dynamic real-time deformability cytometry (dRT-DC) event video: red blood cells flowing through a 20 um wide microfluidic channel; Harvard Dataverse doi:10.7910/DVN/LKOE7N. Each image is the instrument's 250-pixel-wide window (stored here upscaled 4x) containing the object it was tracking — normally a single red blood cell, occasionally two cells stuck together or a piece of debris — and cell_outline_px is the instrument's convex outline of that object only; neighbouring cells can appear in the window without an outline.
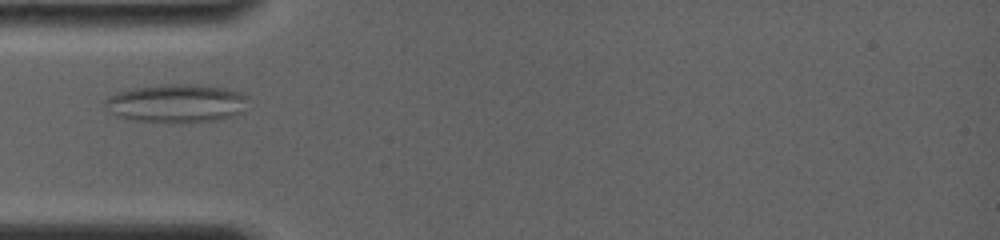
{"species": "common noctule bat (a hibernating species)", "species_latin": "Nyctalus noctula", "temperature_condition": "room temperature", "stored_images_in_passage": 68, "camera_frame_rate_fps": 4000, "um_per_image_px": 0.085, "animal": {"sex": "female", "body_mass_g": 19.0, "forearm_length_mm": 56.7}, "frame": {"image": 1, "passage_image": 1, "time_ms": 0.0, "image_size_px": [1000, 240], "cell_outline_px": [[248, 96], [244, 112], [232, 116], [216, 120], [180, 124], [124, 120], [116, 116], [104, 108], [104, 100], [108, 96], [120, 92], [136, 88], [168, 84], [192, 84], [224, 88], [240, 92]], "centroid_in_image_um": [14.98, 8.82], "position_along_channel_um": 70.0, "area_um2": 32.6}}
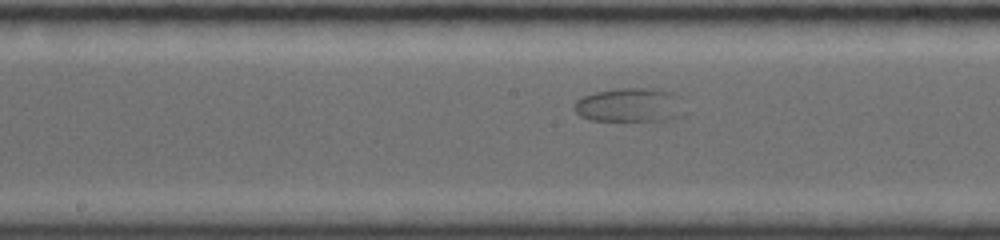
{"frame": {"image": 2, "passage_image": 21, "time_ms": 3.5, "image_size_px": [1000, 240], "cell_outline_px": [[684, 116], [676, 120], [588, 120], [580, 116], [572, 108], [572, 104], [576, 100], [584, 96], [596, 92], [620, 88], [652, 88], [672, 92], [676, 96]], "centroid_in_image_um": [53.49, 8.94], "position_along_channel_um": 194.7, "area_um2": 21.85}}
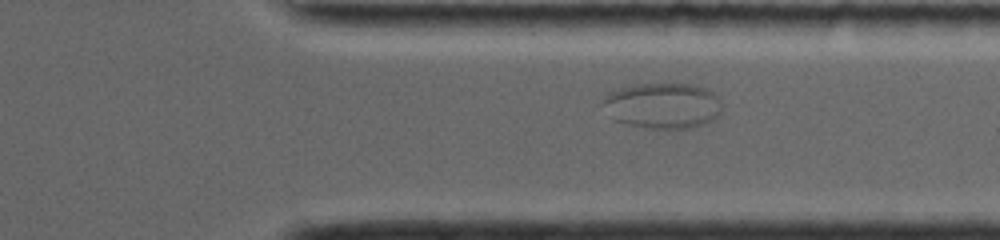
{"frame": {"image": 3, "passage_image": 48, "time_ms": 8.0, "image_size_px": [1000, 240], "cell_outline_px": [[720, 112], [712, 120], [704, 124], [692, 128], [644, 128], [628, 124], [616, 120], [600, 104], [604, 96], [608, 92], [632, 84], [688, 84], [704, 88], [712, 92], [716, 96], [720, 104]], "centroid_in_image_um": [56.28, 8.97], "position_along_channel_um": 355.1, "area_um2": 31.56}}